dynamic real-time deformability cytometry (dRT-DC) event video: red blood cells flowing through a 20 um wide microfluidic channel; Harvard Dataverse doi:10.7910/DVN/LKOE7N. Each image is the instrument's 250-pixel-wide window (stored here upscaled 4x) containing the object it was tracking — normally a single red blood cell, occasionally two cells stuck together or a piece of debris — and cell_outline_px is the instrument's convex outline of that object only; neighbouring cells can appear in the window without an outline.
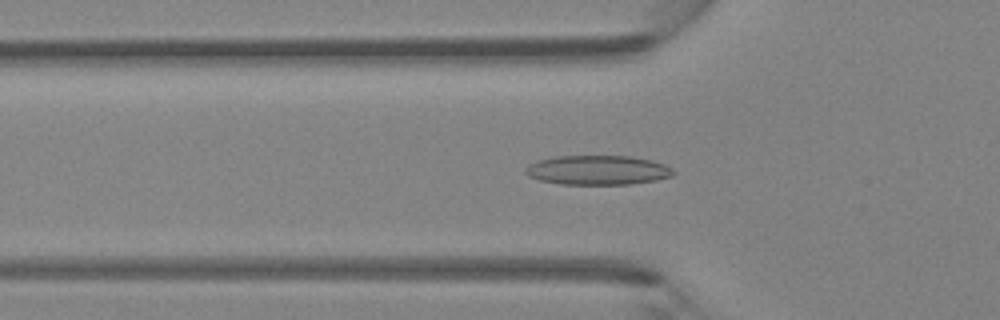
{"species": "Egyptian fruit bat (a non-hibernating species)", "species_latin": "Rousettus aegyptiacus", "temperature_condition": "room temperature", "stored_images_in_passage": 45, "camera_frame_rate_fps": 3000, "um_per_image_px": 0.085, "animal": {"sex": "female"}, "frame": {"image": 1, "passage_image": 15, "time_ms": 4.667, "image_size_px": [1000, 320], "cell_outline_px": [[676, 172], [672, 176], [656, 180], [628, 184], [560, 184], [540, 180], [528, 176], [524, 172], [524, 168], [528, 164], [540, 160], [556, 156], [632, 156], [652, 160], [664, 164], [672, 168]], "centroid_in_image_um": [50.81, 14.45], "position_along_channel_um": 75.0, "area_um2": 25.43}}
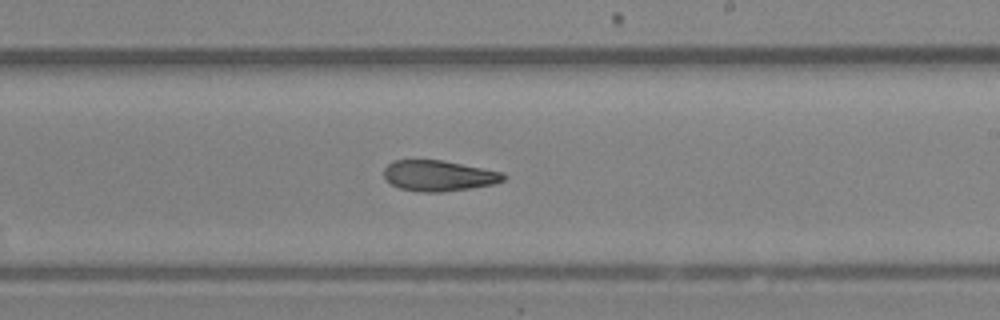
{"frame": {"image": 2, "passage_image": 27, "time_ms": 8.667, "image_size_px": [1000, 320], "cell_outline_px": [[508, 176], [504, 180], [492, 184], [472, 188], [444, 192], [424, 192], [400, 188], [392, 184], [384, 176], [384, 168], [392, 160], [440, 160], [504, 172]], "centroid_in_image_um": [37.31, 14.93], "position_along_channel_um": 251.7, "area_um2": 21.33}}
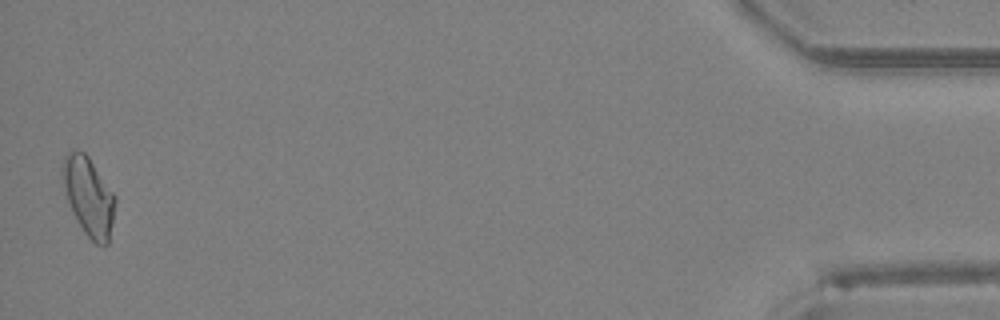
{"frame": {"image": 3, "passage_image": 45, "time_ms": 14.667, "image_size_px": [1000, 320], "cell_outline_px": [[116, 200], [112, 224], [108, 244], [104, 248], [96, 244], [84, 232], [64, 192], [60, 176], [60, 168], [64, 156], [68, 152], [76, 148], [84, 152], [88, 156], [116, 196]], "centroid_in_image_um": [7.52, 16.65], "position_along_channel_um": 427.7, "area_um2": 24.28}}